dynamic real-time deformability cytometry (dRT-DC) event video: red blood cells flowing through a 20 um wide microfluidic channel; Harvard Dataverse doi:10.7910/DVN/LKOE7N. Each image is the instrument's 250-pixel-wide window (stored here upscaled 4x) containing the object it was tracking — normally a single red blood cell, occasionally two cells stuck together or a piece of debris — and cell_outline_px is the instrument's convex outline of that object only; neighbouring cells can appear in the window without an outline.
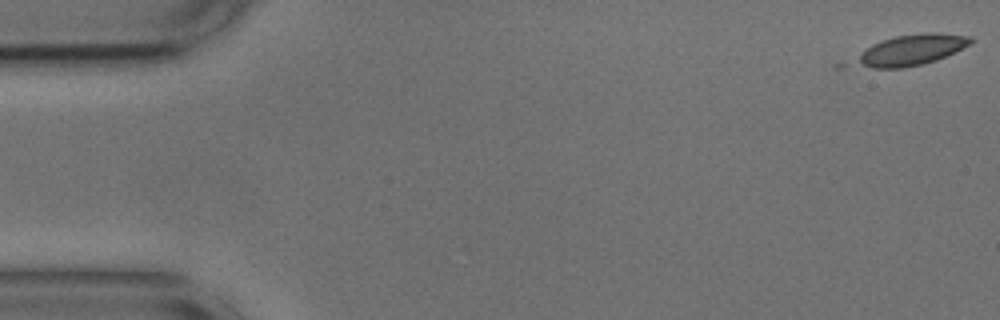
{"species": "common noctule bat (a hibernating species)", "species_latin": "Nyctalus noctula", "temperature_condition": "cold", "stored_images_in_passage": 7, "camera_frame_rate_fps": 3000, "um_per_image_px": 0.085, "animal": {"sex": "male", "body_mass_g": 17.9, "forearm_length_mm": 54.2}, "frame": {"image": 1, "passage_image": 1, "time_ms": 0.0, "image_size_px": [1000, 320], "cell_outline_px": [[972, 44], [936, 60], [924, 64], [904, 68], [872, 68], [864, 64], [860, 60], [860, 56], [872, 44], [896, 36], [924, 32], [936, 32], [972, 36]], "centroid_in_image_um": [77.62, 4.22], "position_along_channel_um": 7.4, "area_um2": 20.0}}